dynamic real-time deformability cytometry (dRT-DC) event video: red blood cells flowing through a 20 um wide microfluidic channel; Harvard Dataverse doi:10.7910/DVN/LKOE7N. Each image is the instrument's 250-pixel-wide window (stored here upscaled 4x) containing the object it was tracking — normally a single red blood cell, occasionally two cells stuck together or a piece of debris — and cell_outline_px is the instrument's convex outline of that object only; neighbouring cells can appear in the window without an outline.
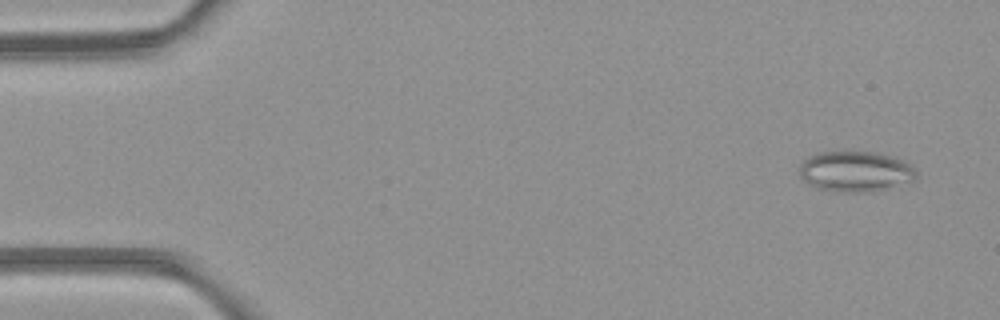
{"species": "common noctule bat (a hibernating species)", "species_latin": "Nyctalus noctula", "temperature_condition": "room temperature", "stored_images_in_passage": 4, "camera_frame_rate_fps": 3000, "um_per_image_px": 0.085, "animal": {"sex": "female", "body_mass_g": 21.9}, "frame": {"image": 1, "passage_image": 1, "time_ms": 0.0, "image_size_px": [1000, 320], "cell_outline_px": [[916, 180], [884, 188], [864, 192], [844, 192], [816, 188], [808, 184], [800, 176], [800, 164], [808, 156], [820, 152], [840, 148], [880, 152], [892, 156], [908, 164], [916, 172]], "centroid_in_image_um": [72.65, 14.51], "position_along_channel_um": 12.4, "area_um2": 28.15}}